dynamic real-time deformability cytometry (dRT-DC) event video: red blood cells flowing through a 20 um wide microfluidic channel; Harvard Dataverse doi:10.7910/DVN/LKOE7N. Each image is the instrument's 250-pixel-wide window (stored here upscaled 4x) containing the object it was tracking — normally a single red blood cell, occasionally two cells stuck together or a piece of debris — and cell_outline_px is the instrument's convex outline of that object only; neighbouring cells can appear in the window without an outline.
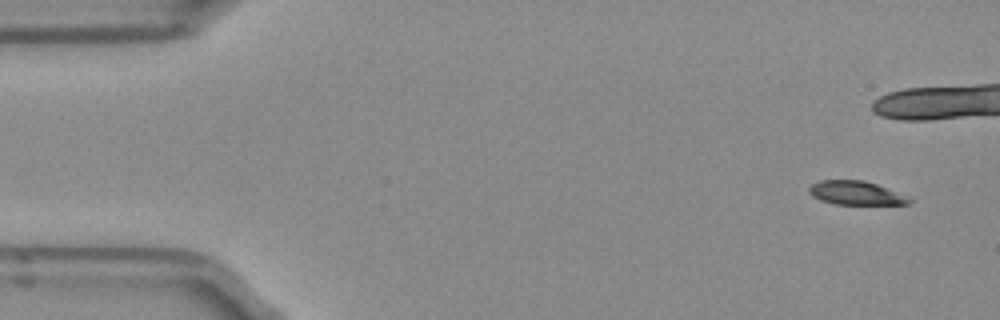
{"species": "Egyptian fruit bat (a non-hibernating species)", "species_latin": "Rousettus aegyptiacus", "temperature_condition": "room temperature", "stored_images_in_passage": 4, "camera_frame_rate_fps": 3000, "um_per_image_px": 0.085, "frame": {"image": 1, "passage_image": 1, "time_ms": 0.0, "image_size_px": [1000, 320], "cell_outline_px": [[916, 200], [908, 204], [836, 204], [820, 200], [812, 196], [808, 192], [808, 188], [812, 184], [820, 180], [864, 180], [876, 184]], "centroid_in_image_um": [72.74, 16.4], "position_along_channel_um": 12.3, "area_um2": 13.81}}